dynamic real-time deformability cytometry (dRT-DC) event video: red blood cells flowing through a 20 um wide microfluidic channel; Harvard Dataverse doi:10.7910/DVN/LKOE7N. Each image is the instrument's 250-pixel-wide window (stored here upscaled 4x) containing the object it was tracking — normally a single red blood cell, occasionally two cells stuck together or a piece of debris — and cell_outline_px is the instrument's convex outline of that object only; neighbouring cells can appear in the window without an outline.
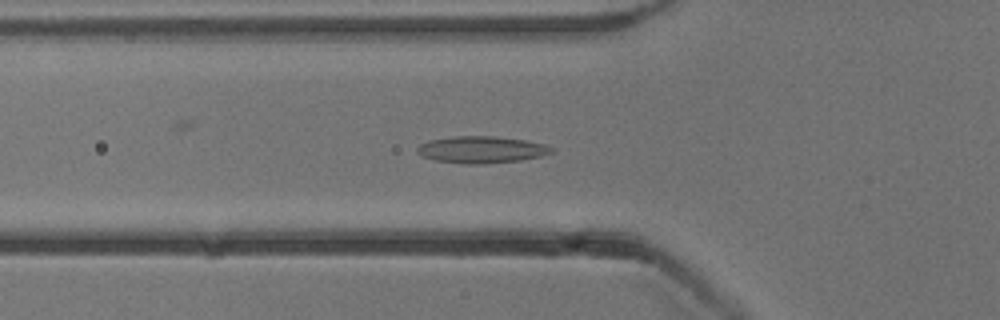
{"species": "common noctule bat (a hibernating species)", "species_latin": "Nyctalus noctula", "temperature_condition": "cold", "stored_images_in_passage": 54, "camera_frame_rate_fps": 3000, "um_per_image_px": 0.085, "animal": {"sex": "male", "body_mass_g": 13.3}, "frame": {"image": 1, "passage_image": 18, "time_ms": 5.667, "image_size_px": [1000, 320], "cell_outline_px": [[552, 152], [540, 156], [520, 160], [484, 164], [464, 164], [436, 160], [424, 156], [416, 152], [416, 148], [420, 144], [428, 140], [456, 136], [492, 136], [524, 140], [544, 144], [552, 148]], "centroid_in_image_um": [40.89, 12.72], "position_along_channel_um": 84.9, "area_um2": 20.81}}
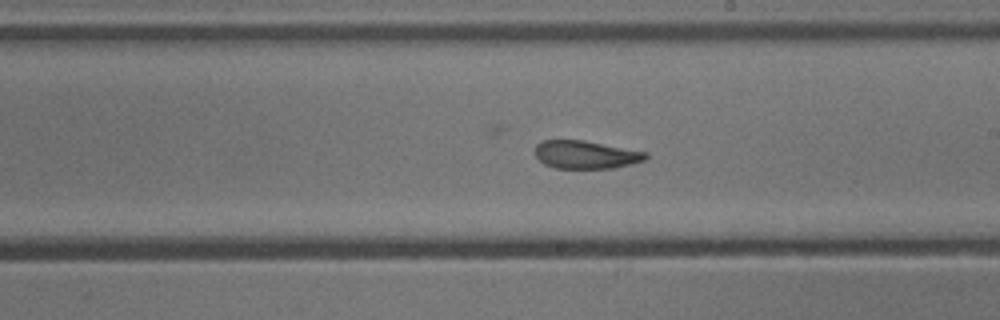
{"frame": {"image": 2, "passage_image": 30, "time_ms": 9.667, "image_size_px": [1000, 320], "cell_outline_px": [[648, 156], [644, 160], [632, 164], [612, 168], [556, 168], [544, 164], [536, 156], [536, 144], [544, 140], [584, 140], [648, 152]], "centroid_in_image_um": [49.81, 13.14], "position_along_channel_um": 239.2, "area_um2": 18.03}}
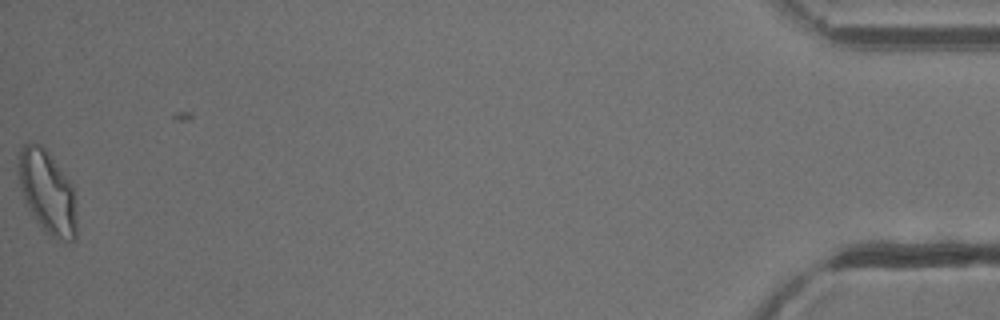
{"frame": {"image": 3, "passage_image": 53, "time_ms": 17.333, "image_size_px": [1000, 320], "cell_outline_px": [[76, 236], [72, 240], [64, 244], [44, 232], [28, 208], [24, 200], [20, 188], [20, 152], [24, 144], [40, 144], [48, 152], [72, 184], [76, 204]], "centroid_in_image_um": [4.07, 16.42], "position_along_channel_um": 431.1, "area_um2": 27.98}}